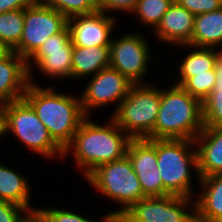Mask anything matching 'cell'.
<instances>
[{
	"label": "cell",
	"mask_w": 222,
	"mask_h": 222,
	"mask_svg": "<svg viewBox=\"0 0 222 222\" xmlns=\"http://www.w3.org/2000/svg\"><path fill=\"white\" fill-rule=\"evenodd\" d=\"M88 118L78 127L63 154L65 158L68 152H74L76 165L85 178L100 165L123 158L131 140L112 118L102 126Z\"/></svg>",
	"instance_id": "obj_1"
},
{
	"label": "cell",
	"mask_w": 222,
	"mask_h": 222,
	"mask_svg": "<svg viewBox=\"0 0 222 222\" xmlns=\"http://www.w3.org/2000/svg\"><path fill=\"white\" fill-rule=\"evenodd\" d=\"M29 81L23 98L35 110L52 138L64 149L87 117L80 96H68L56 92L52 87L42 88Z\"/></svg>",
	"instance_id": "obj_2"
},
{
	"label": "cell",
	"mask_w": 222,
	"mask_h": 222,
	"mask_svg": "<svg viewBox=\"0 0 222 222\" xmlns=\"http://www.w3.org/2000/svg\"><path fill=\"white\" fill-rule=\"evenodd\" d=\"M203 128V108L199 99L176 84L161 90L153 139L194 140Z\"/></svg>",
	"instance_id": "obj_3"
},
{
	"label": "cell",
	"mask_w": 222,
	"mask_h": 222,
	"mask_svg": "<svg viewBox=\"0 0 222 222\" xmlns=\"http://www.w3.org/2000/svg\"><path fill=\"white\" fill-rule=\"evenodd\" d=\"M86 180L105 197L123 206L118 211L106 214L103 222H115L133 204L146 197L127 155L100 165Z\"/></svg>",
	"instance_id": "obj_4"
},
{
	"label": "cell",
	"mask_w": 222,
	"mask_h": 222,
	"mask_svg": "<svg viewBox=\"0 0 222 222\" xmlns=\"http://www.w3.org/2000/svg\"><path fill=\"white\" fill-rule=\"evenodd\" d=\"M148 140L156 147L157 166L163 182V188L170 195L191 197L193 189L191 186L190 166H193L196 170L195 172H198L197 151L194 147V140Z\"/></svg>",
	"instance_id": "obj_5"
},
{
	"label": "cell",
	"mask_w": 222,
	"mask_h": 222,
	"mask_svg": "<svg viewBox=\"0 0 222 222\" xmlns=\"http://www.w3.org/2000/svg\"><path fill=\"white\" fill-rule=\"evenodd\" d=\"M147 84H133L111 116L131 139H153L161 89Z\"/></svg>",
	"instance_id": "obj_6"
},
{
	"label": "cell",
	"mask_w": 222,
	"mask_h": 222,
	"mask_svg": "<svg viewBox=\"0 0 222 222\" xmlns=\"http://www.w3.org/2000/svg\"><path fill=\"white\" fill-rule=\"evenodd\" d=\"M7 118V131H11L18 140L43 157L63 158L64 149L52 138L35 110L24 99L4 104Z\"/></svg>",
	"instance_id": "obj_7"
},
{
	"label": "cell",
	"mask_w": 222,
	"mask_h": 222,
	"mask_svg": "<svg viewBox=\"0 0 222 222\" xmlns=\"http://www.w3.org/2000/svg\"><path fill=\"white\" fill-rule=\"evenodd\" d=\"M187 205L193 207L192 214L186 211ZM194 211L195 201L191 197L149 196L133 204L115 222H196Z\"/></svg>",
	"instance_id": "obj_8"
},
{
	"label": "cell",
	"mask_w": 222,
	"mask_h": 222,
	"mask_svg": "<svg viewBox=\"0 0 222 222\" xmlns=\"http://www.w3.org/2000/svg\"><path fill=\"white\" fill-rule=\"evenodd\" d=\"M68 19L57 10L38 0L24 8V26L19 44L12 50L28 60L47 38L62 31Z\"/></svg>",
	"instance_id": "obj_9"
},
{
	"label": "cell",
	"mask_w": 222,
	"mask_h": 222,
	"mask_svg": "<svg viewBox=\"0 0 222 222\" xmlns=\"http://www.w3.org/2000/svg\"><path fill=\"white\" fill-rule=\"evenodd\" d=\"M73 44L68 25L59 33L50 36L27 60L29 80H32V63L50 78L72 79ZM32 63H31V62Z\"/></svg>",
	"instance_id": "obj_10"
},
{
	"label": "cell",
	"mask_w": 222,
	"mask_h": 222,
	"mask_svg": "<svg viewBox=\"0 0 222 222\" xmlns=\"http://www.w3.org/2000/svg\"><path fill=\"white\" fill-rule=\"evenodd\" d=\"M144 35L130 33L110 44V66L133 84H144L148 69L150 47ZM142 80V82H141Z\"/></svg>",
	"instance_id": "obj_11"
},
{
	"label": "cell",
	"mask_w": 222,
	"mask_h": 222,
	"mask_svg": "<svg viewBox=\"0 0 222 222\" xmlns=\"http://www.w3.org/2000/svg\"><path fill=\"white\" fill-rule=\"evenodd\" d=\"M80 95L83 111L89 116L90 110L108 104L119 105L128 95L133 83L111 66L106 67L92 76ZM100 106V107H99Z\"/></svg>",
	"instance_id": "obj_12"
},
{
	"label": "cell",
	"mask_w": 222,
	"mask_h": 222,
	"mask_svg": "<svg viewBox=\"0 0 222 222\" xmlns=\"http://www.w3.org/2000/svg\"><path fill=\"white\" fill-rule=\"evenodd\" d=\"M126 155L132 163L146 197L170 195L163 188L157 166L156 147L148 139H131Z\"/></svg>",
	"instance_id": "obj_13"
},
{
	"label": "cell",
	"mask_w": 222,
	"mask_h": 222,
	"mask_svg": "<svg viewBox=\"0 0 222 222\" xmlns=\"http://www.w3.org/2000/svg\"><path fill=\"white\" fill-rule=\"evenodd\" d=\"M115 25L116 19L113 16L100 11L68 19L73 46L84 48L110 46Z\"/></svg>",
	"instance_id": "obj_14"
},
{
	"label": "cell",
	"mask_w": 222,
	"mask_h": 222,
	"mask_svg": "<svg viewBox=\"0 0 222 222\" xmlns=\"http://www.w3.org/2000/svg\"><path fill=\"white\" fill-rule=\"evenodd\" d=\"M29 83L25 58L14 51L0 58V105L22 99Z\"/></svg>",
	"instance_id": "obj_15"
},
{
	"label": "cell",
	"mask_w": 222,
	"mask_h": 222,
	"mask_svg": "<svg viewBox=\"0 0 222 222\" xmlns=\"http://www.w3.org/2000/svg\"><path fill=\"white\" fill-rule=\"evenodd\" d=\"M194 19V14L174 1L154 32L165 43L188 45L192 38Z\"/></svg>",
	"instance_id": "obj_16"
},
{
	"label": "cell",
	"mask_w": 222,
	"mask_h": 222,
	"mask_svg": "<svg viewBox=\"0 0 222 222\" xmlns=\"http://www.w3.org/2000/svg\"><path fill=\"white\" fill-rule=\"evenodd\" d=\"M194 142L198 178L222 174V127H204Z\"/></svg>",
	"instance_id": "obj_17"
},
{
	"label": "cell",
	"mask_w": 222,
	"mask_h": 222,
	"mask_svg": "<svg viewBox=\"0 0 222 222\" xmlns=\"http://www.w3.org/2000/svg\"><path fill=\"white\" fill-rule=\"evenodd\" d=\"M203 193L195 200L196 222H222V174L199 178Z\"/></svg>",
	"instance_id": "obj_18"
},
{
	"label": "cell",
	"mask_w": 222,
	"mask_h": 222,
	"mask_svg": "<svg viewBox=\"0 0 222 222\" xmlns=\"http://www.w3.org/2000/svg\"><path fill=\"white\" fill-rule=\"evenodd\" d=\"M222 44V8L195 15L194 29L191 42L188 45L192 47L215 48Z\"/></svg>",
	"instance_id": "obj_19"
},
{
	"label": "cell",
	"mask_w": 222,
	"mask_h": 222,
	"mask_svg": "<svg viewBox=\"0 0 222 222\" xmlns=\"http://www.w3.org/2000/svg\"><path fill=\"white\" fill-rule=\"evenodd\" d=\"M110 66V46L73 47L72 78L93 76Z\"/></svg>",
	"instance_id": "obj_20"
},
{
	"label": "cell",
	"mask_w": 222,
	"mask_h": 222,
	"mask_svg": "<svg viewBox=\"0 0 222 222\" xmlns=\"http://www.w3.org/2000/svg\"><path fill=\"white\" fill-rule=\"evenodd\" d=\"M30 184L26 177L0 163V201L10 202L24 207L28 212L37 211L30 208Z\"/></svg>",
	"instance_id": "obj_21"
},
{
	"label": "cell",
	"mask_w": 222,
	"mask_h": 222,
	"mask_svg": "<svg viewBox=\"0 0 222 222\" xmlns=\"http://www.w3.org/2000/svg\"><path fill=\"white\" fill-rule=\"evenodd\" d=\"M190 54L180 62L179 73L180 77L176 85L181 86L189 77L196 74L208 73L215 67V60L218 51L214 48L195 47ZM214 49V50H213Z\"/></svg>",
	"instance_id": "obj_22"
},
{
	"label": "cell",
	"mask_w": 222,
	"mask_h": 222,
	"mask_svg": "<svg viewBox=\"0 0 222 222\" xmlns=\"http://www.w3.org/2000/svg\"><path fill=\"white\" fill-rule=\"evenodd\" d=\"M24 9L0 13V38L13 50L21 40Z\"/></svg>",
	"instance_id": "obj_23"
},
{
	"label": "cell",
	"mask_w": 222,
	"mask_h": 222,
	"mask_svg": "<svg viewBox=\"0 0 222 222\" xmlns=\"http://www.w3.org/2000/svg\"><path fill=\"white\" fill-rule=\"evenodd\" d=\"M173 2V0H138L133 12L141 22L154 29Z\"/></svg>",
	"instance_id": "obj_24"
},
{
	"label": "cell",
	"mask_w": 222,
	"mask_h": 222,
	"mask_svg": "<svg viewBox=\"0 0 222 222\" xmlns=\"http://www.w3.org/2000/svg\"><path fill=\"white\" fill-rule=\"evenodd\" d=\"M41 4L51 7L63 14L67 19L91 14L98 11L96 0H38Z\"/></svg>",
	"instance_id": "obj_25"
},
{
	"label": "cell",
	"mask_w": 222,
	"mask_h": 222,
	"mask_svg": "<svg viewBox=\"0 0 222 222\" xmlns=\"http://www.w3.org/2000/svg\"><path fill=\"white\" fill-rule=\"evenodd\" d=\"M204 127H222V82H216L202 102Z\"/></svg>",
	"instance_id": "obj_26"
},
{
	"label": "cell",
	"mask_w": 222,
	"mask_h": 222,
	"mask_svg": "<svg viewBox=\"0 0 222 222\" xmlns=\"http://www.w3.org/2000/svg\"><path fill=\"white\" fill-rule=\"evenodd\" d=\"M216 83L215 69L208 73L196 74L189 77L181 86L192 96L203 102L213 90Z\"/></svg>",
	"instance_id": "obj_27"
},
{
	"label": "cell",
	"mask_w": 222,
	"mask_h": 222,
	"mask_svg": "<svg viewBox=\"0 0 222 222\" xmlns=\"http://www.w3.org/2000/svg\"><path fill=\"white\" fill-rule=\"evenodd\" d=\"M37 211L44 217L47 222H94L88 218L74 213L69 209H56L53 208H37Z\"/></svg>",
	"instance_id": "obj_28"
},
{
	"label": "cell",
	"mask_w": 222,
	"mask_h": 222,
	"mask_svg": "<svg viewBox=\"0 0 222 222\" xmlns=\"http://www.w3.org/2000/svg\"><path fill=\"white\" fill-rule=\"evenodd\" d=\"M176 2L194 15L222 8V0H176Z\"/></svg>",
	"instance_id": "obj_29"
},
{
	"label": "cell",
	"mask_w": 222,
	"mask_h": 222,
	"mask_svg": "<svg viewBox=\"0 0 222 222\" xmlns=\"http://www.w3.org/2000/svg\"><path fill=\"white\" fill-rule=\"evenodd\" d=\"M27 213L22 206L0 201V222H21Z\"/></svg>",
	"instance_id": "obj_30"
},
{
	"label": "cell",
	"mask_w": 222,
	"mask_h": 222,
	"mask_svg": "<svg viewBox=\"0 0 222 222\" xmlns=\"http://www.w3.org/2000/svg\"><path fill=\"white\" fill-rule=\"evenodd\" d=\"M98 11L108 13V11L133 12L138 0H96Z\"/></svg>",
	"instance_id": "obj_31"
},
{
	"label": "cell",
	"mask_w": 222,
	"mask_h": 222,
	"mask_svg": "<svg viewBox=\"0 0 222 222\" xmlns=\"http://www.w3.org/2000/svg\"><path fill=\"white\" fill-rule=\"evenodd\" d=\"M37 0H0V13L24 9L33 5Z\"/></svg>",
	"instance_id": "obj_32"
},
{
	"label": "cell",
	"mask_w": 222,
	"mask_h": 222,
	"mask_svg": "<svg viewBox=\"0 0 222 222\" xmlns=\"http://www.w3.org/2000/svg\"><path fill=\"white\" fill-rule=\"evenodd\" d=\"M214 69L216 74V82H222V50L218 51Z\"/></svg>",
	"instance_id": "obj_33"
},
{
	"label": "cell",
	"mask_w": 222,
	"mask_h": 222,
	"mask_svg": "<svg viewBox=\"0 0 222 222\" xmlns=\"http://www.w3.org/2000/svg\"><path fill=\"white\" fill-rule=\"evenodd\" d=\"M21 222H47L44 217L38 212H28Z\"/></svg>",
	"instance_id": "obj_34"
},
{
	"label": "cell",
	"mask_w": 222,
	"mask_h": 222,
	"mask_svg": "<svg viewBox=\"0 0 222 222\" xmlns=\"http://www.w3.org/2000/svg\"><path fill=\"white\" fill-rule=\"evenodd\" d=\"M7 118L5 114L4 105H0V137L7 135Z\"/></svg>",
	"instance_id": "obj_35"
},
{
	"label": "cell",
	"mask_w": 222,
	"mask_h": 222,
	"mask_svg": "<svg viewBox=\"0 0 222 222\" xmlns=\"http://www.w3.org/2000/svg\"><path fill=\"white\" fill-rule=\"evenodd\" d=\"M11 51L10 47L0 38V58L8 55Z\"/></svg>",
	"instance_id": "obj_36"
}]
</instances>
